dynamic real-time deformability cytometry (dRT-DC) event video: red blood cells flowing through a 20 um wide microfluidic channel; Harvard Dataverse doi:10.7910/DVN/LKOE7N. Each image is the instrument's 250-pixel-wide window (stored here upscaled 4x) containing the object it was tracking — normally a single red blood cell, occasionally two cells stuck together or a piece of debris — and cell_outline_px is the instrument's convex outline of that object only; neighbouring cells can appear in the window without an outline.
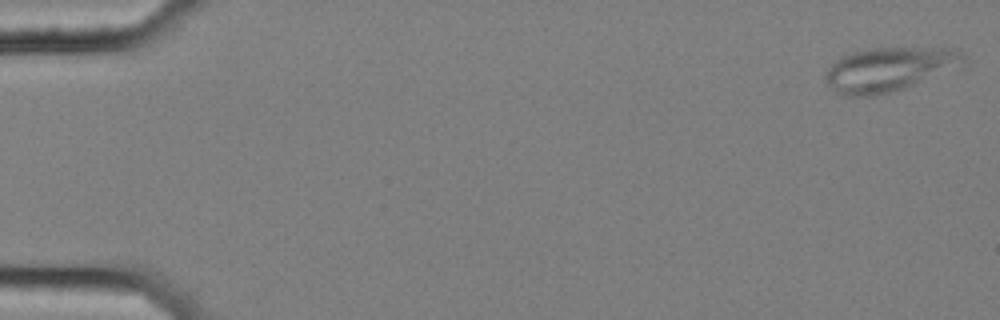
{"species": "common noctule bat (a hibernating species)", "species_latin": "Nyctalus noctula", "temperature_condition": "cold", "stored_images_in_passage": 56, "segment_of_instrument_passage": [1, 2], "camera_frame_rate_fps": 3000, "um_per_image_px": 0.085, "animal": {"sex": "female", "body_mass_g": 25.1}, "frame": {"image": 1, "passage_image": 1, "time_ms": 0.0, "image_size_px": [1000, 320], "cell_outline_px": [[964, 68], [904, 88], [872, 96], [840, 96], [824, 80], [824, 76], [828, 68], [840, 56], [852, 52], [872, 48], [956, 48], [964, 56]], "centroid_in_image_um": [75.63, 5.89], "position_along_channel_um": 9.4, "area_um2": 35.95}}